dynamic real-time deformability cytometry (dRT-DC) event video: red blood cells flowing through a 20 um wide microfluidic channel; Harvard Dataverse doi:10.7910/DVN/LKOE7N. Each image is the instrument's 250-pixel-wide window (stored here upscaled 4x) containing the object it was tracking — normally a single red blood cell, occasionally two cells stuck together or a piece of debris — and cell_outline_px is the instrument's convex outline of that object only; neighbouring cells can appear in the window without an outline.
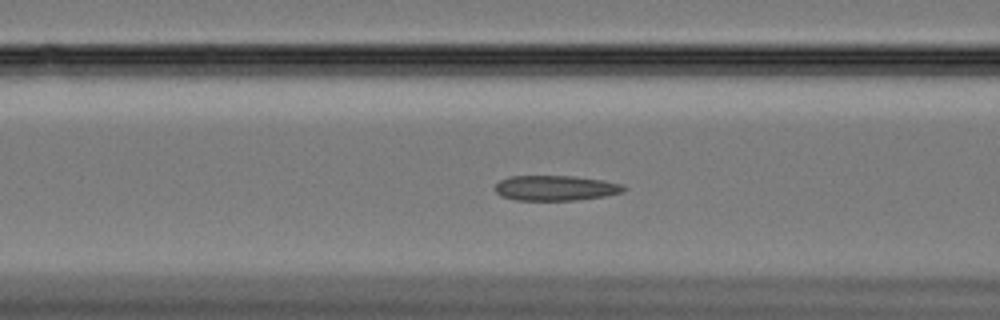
{"species": "Egyptian fruit bat (a non-hibernating species)", "species_latin": "Rousettus aegyptiacus", "temperature_condition": "cold", "stored_images_in_passage": 47, "camera_frame_rate_fps": 3000, "um_per_image_px": 0.085, "animal": {"sex": "female"}, "frame": {"image": 1, "passage_image": 11, "time_ms": 3.333, "image_size_px": [1000, 320], "cell_outline_px": [[628, 188], [624, 192], [604, 196], [576, 200], [516, 200], [500, 196], [496, 192], [496, 184], [500, 180], [508, 176], [576, 176], [604, 180], [624, 184]], "centroid_in_image_um": [47.26, 15.97], "position_along_channel_um": 119.3, "area_um2": 19.07}}
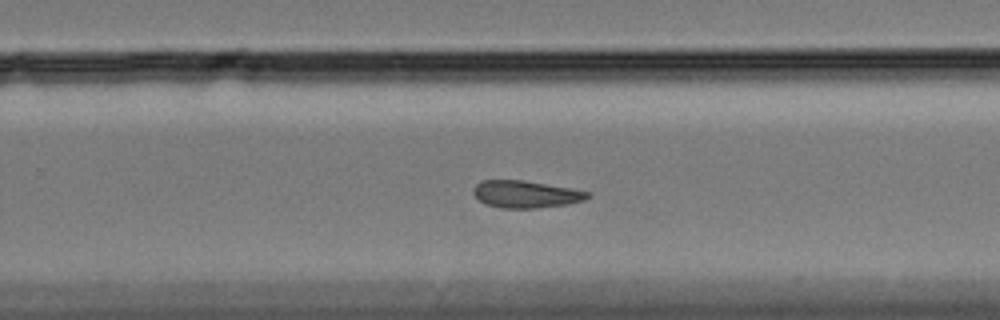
{"frame": {"image": 2, "passage_image": 26, "time_ms": 8.333, "image_size_px": [1000, 320], "cell_outline_px": [[592, 196], [584, 200], [568, 204], [536, 208], [500, 208], [484, 204], [472, 192], [472, 188], [480, 180], [524, 180], [572, 188], [592, 192]], "centroid_in_image_um": [44.71, 16.5], "position_along_channel_um": 285.1, "area_um2": 18.38}}
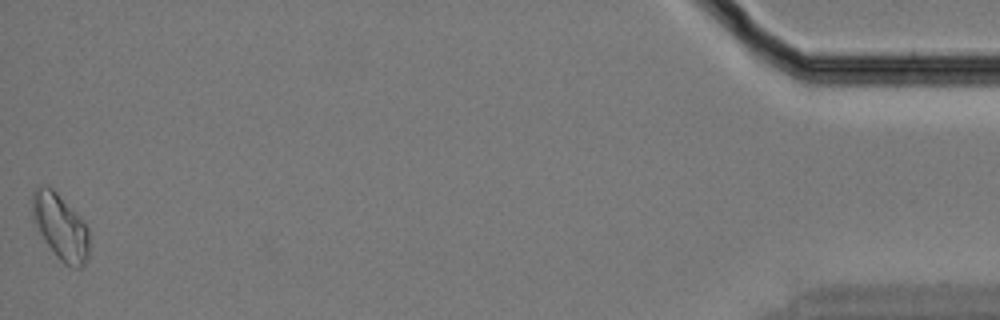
{"frame": {"image": 3, "passage_image": 47, "time_ms": 15.333, "image_size_px": [1000, 320], "cell_outline_px": [[88, 260], [80, 268], [72, 268], [64, 264], [56, 256], [44, 240], [32, 220], [32, 192], [36, 188], [52, 188], [80, 216], [88, 228]], "centroid_in_image_um": [5.14, 19.32], "position_along_channel_um": 430.1, "area_um2": 21.68}}